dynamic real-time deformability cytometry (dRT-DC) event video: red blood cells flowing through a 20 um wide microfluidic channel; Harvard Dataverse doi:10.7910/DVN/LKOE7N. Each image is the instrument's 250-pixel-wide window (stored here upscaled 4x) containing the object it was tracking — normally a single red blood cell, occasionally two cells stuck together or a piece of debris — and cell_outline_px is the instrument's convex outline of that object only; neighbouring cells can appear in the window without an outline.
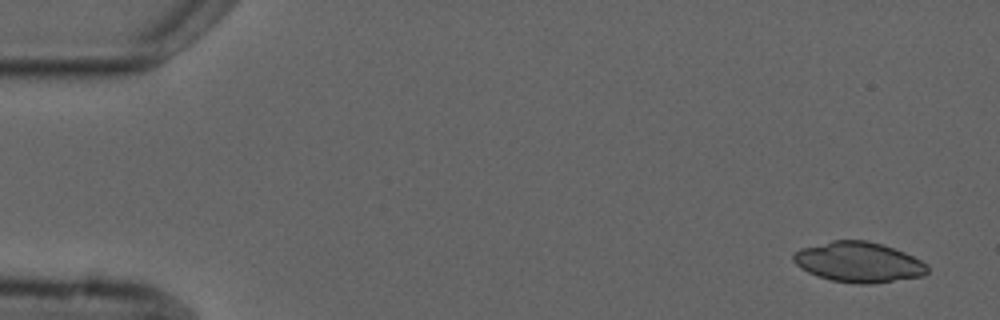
{"species": "common noctule bat (a hibernating species)", "species_latin": "Nyctalus noctula", "temperature_condition": "cold", "stored_images_in_passage": 7, "camera_frame_rate_fps": 3000, "um_per_image_px": 0.085, "animal": {"sex": "male", "forearm_length_mm": 52.5}, "frame": {"image": 1, "passage_image": 1, "time_ms": 0.0, "image_size_px": [1000, 320], "cell_outline_px": [[928, 272], [924, 276], [872, 284], [860, 284], [832, 280], [808, 272], [800, 268], [792, 260], [792, 256], [800, 248], [832, 240], [868, 240], [904, 252], [928, 264]], "centroid_in_image_um": [72.99, 22.28], "position_along_channel_um": 12.0, "area_um2": 31.39}}